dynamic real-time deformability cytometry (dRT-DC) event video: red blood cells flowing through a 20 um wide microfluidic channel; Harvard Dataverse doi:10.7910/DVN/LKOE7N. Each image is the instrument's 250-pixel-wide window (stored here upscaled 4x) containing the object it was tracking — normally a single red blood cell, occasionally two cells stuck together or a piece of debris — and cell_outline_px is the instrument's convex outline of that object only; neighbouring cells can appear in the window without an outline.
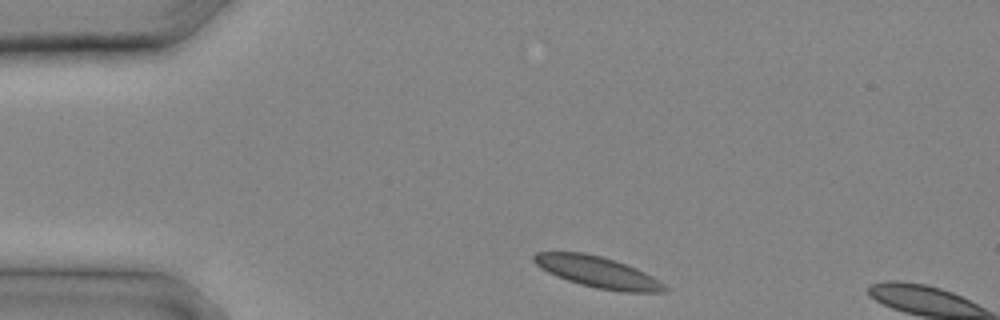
{"species": "common noctule bat (a hibernating species)", "species_latin": "Nyctalus noctula", "temperature_condition": "cold", "stored_images_in_passage": 3, "camera_frame_rate_fps": 3000, "um_per_image_px": 0.085, "animal": {"sex": "male", "body_mass_g": 20.4}, "frame": {"image": 1, "passage_image": 1, "time_ms": 0.0, "image_size_px": [1000, 320], "cell_outline_px": [[668, 292], [624, 292], [596, 288], [580, 284], [556, 276], [540, 268], [532, 260], [532, 256], [536, 252], [584, 252], [600, 256], [636, 268], [652, 276], [664, 284], [668, 288]], "centroid_in_image_um": [50.79, 23.13], "position_along_channel_um": 34.2, "area_um2": 23.58}}